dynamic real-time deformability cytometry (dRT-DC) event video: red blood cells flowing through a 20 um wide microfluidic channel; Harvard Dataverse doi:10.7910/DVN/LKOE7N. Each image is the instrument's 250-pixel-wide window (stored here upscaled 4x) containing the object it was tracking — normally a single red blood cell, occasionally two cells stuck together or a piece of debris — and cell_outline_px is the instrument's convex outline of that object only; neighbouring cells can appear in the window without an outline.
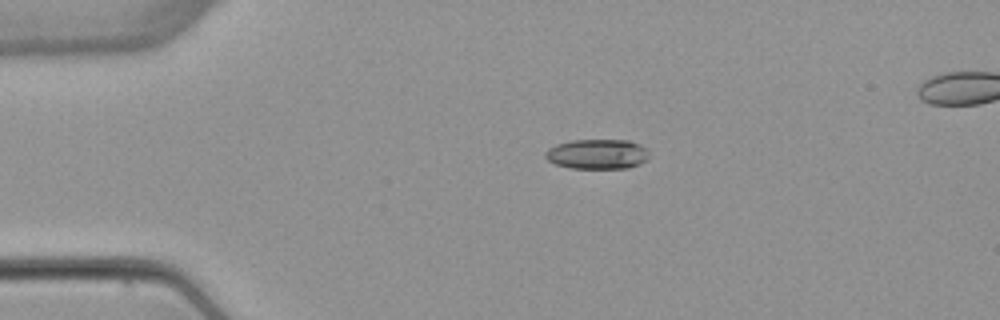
{"species": "common noctule bat (a hibernating species)", "species_latin": "Nyctalus noctula", "temperature_condition": "warm", "stored_images_in_passage": 3, "segment_of_instrument_passage": [1, 2], "camera_frame_rate_fps": 3000, "um_per_image_px": 0.085, "animal": {"sex": "female", "body_mass_g": 22.7, "forearm_length_mm": 54.2}, "frame": {"image": 1, "passage_image": 1, "time_ms": 0.0, "image_size_px": [1000, 320], "cell_outline_px": [[648, 160], [640, 164], [628, 168], [572, 168], [556, 164], [548, 160], [544, 156], [544, 152], [548, 148], [556, 144], [572, 140], [628, 140], [640, 144], [648, 148]], "centroid_in_image_um": [50.79, 13.09], "position_along_channel_um": 34.2, "area_um2": 18.26}}